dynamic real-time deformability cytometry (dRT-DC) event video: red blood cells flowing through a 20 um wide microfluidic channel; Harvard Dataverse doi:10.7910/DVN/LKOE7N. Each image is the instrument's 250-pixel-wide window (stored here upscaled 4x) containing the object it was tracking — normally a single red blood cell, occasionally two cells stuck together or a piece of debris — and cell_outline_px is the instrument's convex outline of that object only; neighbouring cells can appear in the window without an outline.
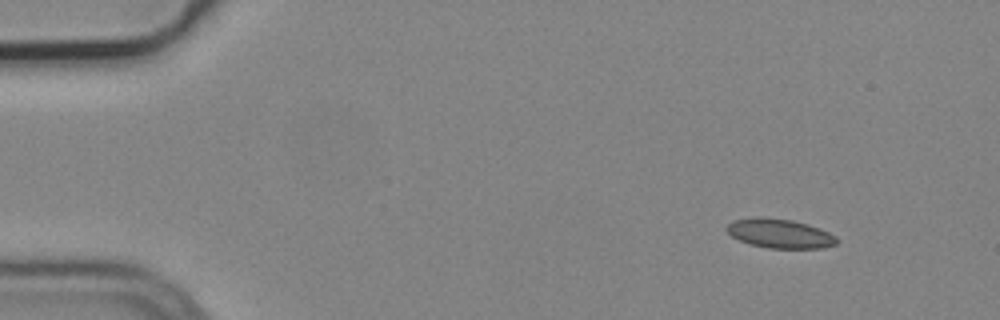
{"species": "common noctule bat (a hibernating species)", "species_latin": "Nyctalus noctula", "temperature_condition": "cold", "stored_images_in_passage": 4, "camera_frame_rate_fps": 3000, "um_per_image_px": 0.085, "animal": {"sex": "male", "body_mass_g": 19.2, "forearm_length_mm": 51.8}, "frame": {"image": 1, "passage_image": 1, "time_ms": 0.0, "image_size_px": [1000, 320], "cell_outline_px": [[836, 244], [824, 248], [768, 248], [752, 244], [740, 240], [732, 236], [724, 228], [732, 220], [752, 216], [764, 216], [792, 220], [808, 224], [820, 228], [836, 236]], "centroid_in_image_um": [66.25, 19.82], "position_along_channel_um": 18.7, "area_um2": 18.9}}
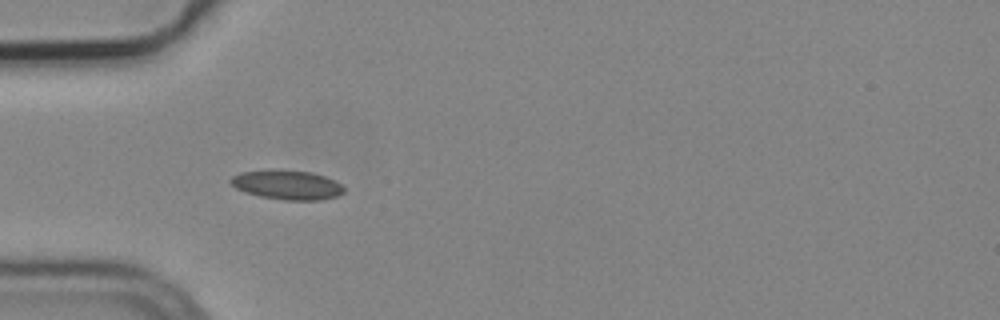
{"frame": {"image": 2, "passage_image": 4, "time_ms": 1.0, "image_size_px": [1000, 320], "cell_outline_px": [[344, 192], [336, 196], [320, 200], [284, 200], [260, 196], [244, 192], [236, 188], [228, 180], [232, 176], [240, 172], [308, 172], [324, 176], [340, 184], [344, 188]], "centroid_in_image_um": [24.4, 15.76], "position_along_channel_um": 60.6, "area_um2": 18.5}}